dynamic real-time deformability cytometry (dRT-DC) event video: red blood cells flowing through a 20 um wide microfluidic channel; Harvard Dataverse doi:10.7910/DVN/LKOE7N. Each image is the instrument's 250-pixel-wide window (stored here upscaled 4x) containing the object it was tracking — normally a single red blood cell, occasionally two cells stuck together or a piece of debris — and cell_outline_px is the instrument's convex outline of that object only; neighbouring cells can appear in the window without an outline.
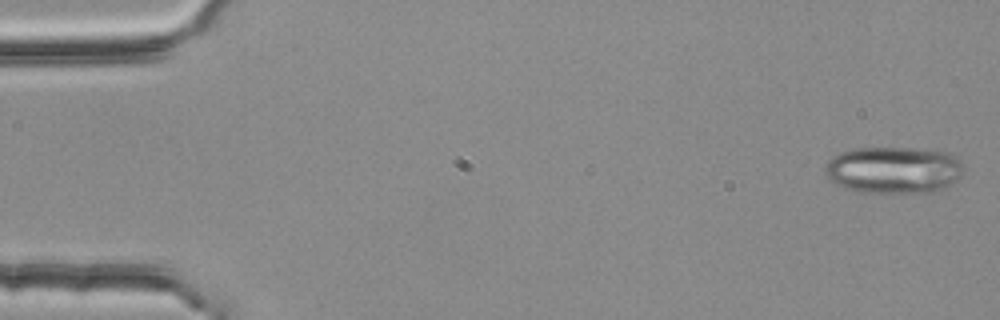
{"species": "common noctule bat (a hibernating species)", "species_latin": "Nyctalus noctula", "temperature_condition": "room temperature", "stored_images_in_passage": 3, "camera_frame_rate_fps": 3000, "um_per_image_px": 0.085, "animal": {"sex": "female", "body_mass_g": 25.1}, "frame": {"image": 1, "passage_image": 1, "time_ms": 0.0, "image_size_px": [1000, 320], "cell_outline_px": [[964, 164], [960, 176], [952, 184], [936, 192], [856, 192], [844, 188], [828, 180], [824, 172], [824, 164], [832, 156], [840, 152], [856, 148], [912, 148], [948, 152], [956, 156]], "centroid_in_image_um": [75.93, 14.44], "position_along_channel_um": 9.1, "area_um2": 38.32}}